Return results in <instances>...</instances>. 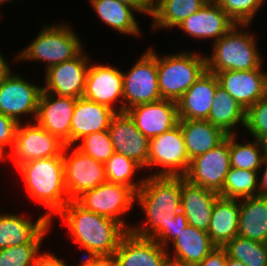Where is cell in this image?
<instances>
[{"mask_svg": "<svg viewBox=\"0 0 267 266\" xmlns=\"http://www.w3.org/2000/svg\"><path fill=\"white\" fill-rule=\"evenodd\" d=\"M236 23L218 4H205L177 26L192 38H214L225 35Z\"/></svg>", "mask_w": 267, "mask_h": 266, "instance_id": "obj_23", "label": "cell"}, {"mask_svg": "<svg viewBox=\"0 0 267 266\" xmlns=\"http://www.w3.org/2000/svg\"><path fill=\"white\" fill-rule=\"evenodd\" d=\"M83 97L96 103L106 105L116 112H123L122 71L105 64H91L86 76ZM117 100L121 101V106L118 110L113 106L116 104Z\"/></svg>", "mask_w": 267, "mask_h": 266, "instance_id": "obj_16", "label": "cell"}, {"mask_svg": "<svg viewBox=\"0 0 267 266\" xmlns=\"http://www.w3.org/2000/svg\"><path fill=\"white\" fill-rule=\"evenodd\" d=\"M86 55L85 51H82L77 57L45 70L43 92L76 99L83 97L90 66Z\"/></svg>", "mask_w": 267, "mask_h": 266, "instance_id": "obj_14", "label": "cell"}, {"mask_svg": "<svg viewBox=\"0 0 267 266\" xmlns=\"http://www.w3.org/2000/svg\"><path fill=\"white\" fill-rule=\"evenodd\" d=\"M7 1H10V0H0V5L4 2H7Z\"/></svg>", "mask_w": 267, "mask_h": 266, "instance_id": "obj_55", "label": "cell"}, {"mask_svg": "<svg viewBox=\"0 0 267 266\" xmlns=\"http://www.w3.org/2000/svg\"><path fill=\"white\" fill-rule=\"evenodd\" d=\"M225 266H245V265L239 260L228 257Z\"/></svg>", "mask_w": 267, "mask_h": 266, "instance_id": "obj_49", "label": "cell"}, {"mask_svg": "<svg viewBox=\"0 0 267 266\" xmlns=\"http://www.w3.org/2000/svg\"><path fill=\"white\" fill-rule=\"evenodd\" d=\"M238 27L246 29L248 24L234 25L219 40L213 42L212 55L206 57L208 72L248 71L262 67V56L256 47L253 33L240 32Z\"/></svg>", "mask_w": 267, "mask_h": 266, "instance_id": "obj_4", "label": "cell"}, {"mask_svg": "<svg viewBox=\"0 0 267 266\" xmlns=\"http://www.w3.org/2000/svg\"><path fill=\"white\" fill-rule=\"evenodd\" d=\"M136 201L147 221L141 226H132L130 231L154 239L181 211V176H146L136 192Z\"/></svg>", "mask_w": 267, "mask_h": 266, "instance_id": "obj_2", "label": "cell"}, {"mask_svg": "<svg viewBox=\"0 0 267 266\" xmlns=\"http://www.w3.org/2000/svg\"><path fill=\"white\" fill-rule=\"evenodd\" d=\"M116 113L106 105L84 97L78 98L71 121V145H75L88 134L108 130Z\"/></svg>", "mask_w": 267, "mask_h": 266, "instance_id": "obj_24", "label": "cell"}, {"mask_svg": "<svg viewBox=\"0 0 267 266\" xmlns=\"http://www.w3.org/2000/svg\"><path fill=\"white\" fill-rule=\"evenodd\" d=\"M76 98L41 93L35 121L43 129L71 146V121Z\"/></svg>", "mask_w": 267, "mask_h": 266, "instance_id": "obj_15", "label": "cell"}, {"mask_svg": "<svg viewBox=\"0 0 267 266\" xmlns=\"http://www.w3.org/2000/svg\"><path fill=\"white\" fill-rule=\"evenodd\" d=\"M67 224L70 237L88 256L113 255L128 230L109 217L85 210L75 200L57 214Z\"/></svg>", "mask_w": 267, "mask_h": 266, "instance_id": "obj_1", "label": "cell"}, {"mask_svg": "<svg viewBox=\"0 0 267 266\" xmlns=\"http://www.w3.org/2000/svg\"><path fill=\"white\" fill-rule=\"evenodd\" d=\"M43 88L29 83L10 69L0 81V113L18 123L20 115L32 114L35 120Z\"/></svg>", "mask_w": 267, "mask_h": 266, "instance_id": "obj_12", "label": "cell"}, {"mask_svg": "<svg viewBox=\"0 0 267 266\" xmlns=\"http://www.w3.org/2000/svg\"><path fill=\"white\" fill-rule=\"evenodd\" d=\"M236 134L229 135V157L232 168L259 172L266 154L264 142L254 140L252 143L236 142Z\"/></svg>", "mask_w": 267, "mask_h": 266, "instance_id": "obj_33", "label": "cell"}, {"mask_svg": "<svg viewBox=\"0 0 267 266\" xmlns=\"http://www.w3.org/2000/svg\"><path fill=\"white\" fill-rule=\"evenodd\" d=\"M227 258L226 250L217 246L196 266H225Z\"/></svg>", "mask_w": 267, "mask_h": 266, "instance_id": "obj_43", "label": "cell"}, {"mask_svg": "<svg viewBox=\"0 0 267 266\" xmlns=\"http://www.w3.org/2000/svg\"><path fill=\"white\" fill-rule=\"evenodd\" d=\"M63 161L65 187L70 200H76L84 192L107 181L104 164L84 154L76 146L65 145Z\"/></svg>", "mask_w": 267, "mask_h": 266, "instance_id": "obj_10", "label": "cell"}, {"mask_svg": "<svg viewBox=\"0 0 267 266\" xmlns=\"http://www.w3.org/2000/svg\"><path fill=\"white\" fill-rule=\"evenodd\" d=\"M82 47L78 35L67 24L46 25L15 58L17 61L45 62L47 70L53 65L77 57L83 51Z\"/></svg>", "mask_w": 267, "mask_h": 266, "instance_id": "obj_6", "label": "cell"}, {"mask_svg": "<svg viewBox=\"0 0 267 266\" xmlns=\"http://www.w3.org/2000/svg\"><path fill=\"white\" fill-rule=\"evenodd\" d=\"M259 67L248 71L229 70L214 73L221 86L245 110L265 97L266 73Z\"/></svg>", "mask_w": 267, "mask_h": 266, "instance_id": "obj_20", "label": "cell"}, {"mask_svg": "<svg viewBox=\"0 0 267 266\" xmlns=\"http://www.w3.org/2000/svg\"><path fill=\"white\" fill-rule=\"evenodd\" d=\"M157 71L162 99L177 102L206 71V56L196 52L157 55Z\"/></svg>", "mask_w": 267, "mask_h": 266, "instance_id": "obj_5", "label": "cell"}, {"mask_svg": "<svg viewBox=\"0 0 267 266\" xmlns=\"http://www.w3.org/2000/svg\"><path fill=\"white\" fill-rule=\"evenodd\" d=\"M90 3L102 22L114 30L134 36L141 34L134 8L119 0H90Z\"/></svg>", "mask_w": 267, "mask_h": 266, "instance_id": "obj_31", "label": "cell"}, {"mask_svg": "<svg viewBox=\"0 0 267 266\" xmlns=\"http://www.w3.org/2000/svg\"><path fill=\"white\" fill-rule=\"evenodd\" d=\"M189 160L216 148L227 137L208 120H179Z\"/></svg>", "mask_w": 267, "mask_h": 266, "instance_id": "obj_26", "label": "cell"}, {"mask_svg": "<svg viewBox=\"0 0 267 266\" xmlns=\"http://www.w3.org/2000/svg\"><path fill=\"white\" fill-rule=\"evenodd\" d=\"M138 130L149 139L156 137L179 123L177 102L160 99L136 105L126 111Z\"/></svg>", "mask_w": 267, "mask_h": 266, "instance_id": "obj_19", "label": "cell"}, {"mask_svg": "<svg viewBox=\"0 0 267 266\" xmlns=\"http://www.w3.org/2000/svg\"><path fill=\"white\" fill-rule=\"evenodd\" d=\"M245 128L254 139H267V97L258 100L246 110Z\"/></svg>", "mask_w": 267, "mask_h": 266, "instance_id": "obj_40", "label": "cell"}, {"mask_svg": "<svg viewBox=\"0 0 267 266\" xmlns=\"http://www.w3.org/2000/svg\"><path fill=\"white\" fill-rule=\"evenodd\" d=\"M259 172L230 168L224 185L218 192L221 197L242 199L258 196Z\"/></svg>", "mask_w": 267, "mask_h": 266, "instance_id": "obj_34", "label": "cell"}, {"mask_svg": "<svg viewBox=\"0 0 267 266\" xmlns=\"http://www.w3.org/2000/svg\"><path fill=\"white\" fill-rule=\"evenodd\" d=\"M167 266H186V265H180V264H177V263H174V262H169L168 264H167Z\"/></svg>", "mask_w": 267, "mask_h": 266, "instance_id": "obj_52", "label": "cell"}, {"mask_svg": "<svg viewBox=\"0 0 267 266\" xmlns=\"http://www.w3.org/2000/svg\"><path fill=\"white\" fill-rule=\"evenodd\" d=\"M219 196L218 192L195 185L181 176V211L188 225L207 232L212 209Z\"/></svg>", "mask_w": 267, "mask_h": 266, "instance_id": "obj_22", "label": "cell"}, {"mask_svg": "<svg viewBox=\"0 0 267 266\" xmlns=\"http://www.w3.org/2000/svg\"><path fill=\"white\" fill-rule=\"evenodd\" d=\"M79 266H117L114 255L87 256L83 255Z\"/></svg>", "mask_w": 267, "mask_h": 266, "instance_id": "obj_44", "label": "cell"}, {"mask_svg": "<svg viewBox=\"0 0 267 266\" xmlns=\"http://www.w3.org/2000/svg\"><path fill=\"white\" fill-rule=\"evenodd\" d=\"M240 199L219 196L211 213L208 235L212 242L223 247L238 234Z\"/></svg>", "mask_w": 267, "mask_h": 266, "instance_id": "obj_27", "label": "cell"}, {"mask_svg": "<svg viewBox=\"0 0 267 266\" xmlns=\"http://www.w3.org/2000/svg\"><path fill=\"white\" fill-rule=\"evenodd\" d=\"M19 123L10 159L17 168L31 160L63 156L65 144L36 122ZM32 123V124H31Z\"/></svg>", "mask_w": 267, "mask_h": 266, "instance_id": "obj_11", "label": "cell"}, {"mask_svg": "<svg viewBox=\"0 0 267 266\" xmlns=\"http://www.w3.org/2000/svg\"><path fill=\"white\" fill-rule=\"evenodd\" d=\"M50 224L28 244L0 249V266H33Z\"/></svg>", "mask_w": 267, "mask_h": 266, "instance_id": "obj_37", "label": "cell"}, {"mask_svg": "<svg viewBox=\"0 0 267 266\" xmlns=\"http://www.w3.org/2000/svg\"><path fill=\"white\" fill-rule=\"evenodd\" d=\"M171 243L175 252L174 256L169 254L170 261L186 266H196L217 247L207 232L191 225L181 230Z\"/></svg>", "mask_w": 267, "mask_h": 266, "instance_id": "obj_25", "label": "cell"}, {"mask_svg": "<svg viewBox=\"0 0 267 266\" xmlns=\"http://www.w3.org/2000/svg\"><path fill=\"white\" fill-rule=\"evenodd\" d=\"M117 266H167L169 253L154 239L128 231L113 254Z\"/></svg>", "mask_w": 267, "mask_h": 266, "instance_id": "obj_17", "label": "cell"}, {"mask_svg": "<svg viewBox=\"0 0 267 266\" xmlns=\"http://www.w3.org/2000/svg\"><path fill=\"white\" fill-rule=\"evenodd\" d=\"M75 201L85 210L114 219L130 231L132 226L122 219L136 201V193L130 187L106 181Z\"/></svg>", "mask_w": 267, "mask_h": 266, "instance_id": "obj_9", "label": "cell"}, {"mask_svg": "<svg viewBox=\"0 0 267 266\" xmlns=\"http://www.w3.org/2000/svg\"><path fill=\"white\" fill-rule=\"evenodd\" d=\"M108 132L116 153L146 168L150 139L138 130L127 112H117L113 116Z\"/></svg>", "mask_w": 267, "mask_h": 266, "instance_id": "obj_18", "label": "cell"}, {"mask_svg": "<svg viewBox=\"0 0 267 266\" xmlns=\"http://www.w3.org/2000/svg\"><path fill=\"white\" fill-rule=\"evenodd\" d=\"M151 48L133 65L131 70L123 73V112L140 105L155 102L161 93L158 83L157 54Z\"/></svg>", "mask_w": 267, "mask_h": 266, "instance_id": "obj_7", "label": "cell"}, {"mask_svg": "<svg viewBox=\"0 0 267 266\" xmlns=\"http://www.w3.org/2000/svg\"><path fill=\"white\" fill-rule=\"evenodd\" d=\"M266 0H219L218 5L236 24H251Z\"/></svg>", "mask_w": 267, "mask_h": 266, "instance_id": "obj_39", "label": "cell"}, {"mask_svg": "<svg viewBox=\"0 0 267 266\" xmlns=\"http://www.w3.org/2000/svg\"><path fill=\"white\" fill-rule=\"evenodd\" d=\"M265 165V169L263 168ZM263 173L258 182V196L259 197H267V154H265L262 162Z\"/></svg>", "mask_w": 267, "mask_h": 266, "instance_id": "obj_47", "label": "cell"}, {"mask_svg": "<svg viewBox=\"0 0 267 266\" xmlns=\"http://www.w3.org/2000/svg\"><path fill=\"white\" fill-rule=\"evenodd\" d=\"M206 3L203 0H154L153 29L177 27Z\"/></svg>", "mask_w": 267, "mask_h": 266, "instance_id": "obj_32", "label": "cell"}, {"mask_svg": "<svg viewBox=\"0 0 267 266\" xmlns=\"http://www.w3.org/2000/svg\"><path fill=\"white\" fill-rule=\"evenodd\" d=\"M19 123L14 119L0 113V147L5 151L13 149L16 138V131Z\"/></svg>", "mask_w": 267, "mask_h": 266, "instance_id": "obj_42", "label": "cell"}, {"mask_svg": "<svg viewBox=\"0 0 267 266\" xmlns=\"http://www.w3.org/2000/svg\"><path fill=\"white\" fill-rule=\"evenodd\" d=\"M49 223L45 214L35 223L19 214H0V249L30 243Z\"/></svg>", "mask_w": 267, "mask_h": 266, "instance_id": "obj_28", "label": "cell"}, {"mask_svg": "<svg viewBox=\"0 0 267 266\" xmlns=\"http://www.w3.org/2000/svg\"><path fill=\"white\" fill-rule=\"evenodd\" d=\"M237 236L267 244V197L240 199Z\"/></svg>", "mask_w": 267, "mask_h": 266, "instance_id": "obj_29", "label": "cell"}, {"mask_svg": "<svg viewBox=\"0 0 267 266\" xmlns=\"http://www.w3.org/2000/svg\"><path fill=\"white\" fill-rule=\"evenodd\" d=\"M79 141L76 147L81 152L103 164L115 153L108 130L88 134Z\"/></svg>", "mask_w": 267, "mask_h": 266, "instance_id": "obj_38", "label": "cell"}, {"mask_svg": "<svg viewBox=\"0 0 267 266\" xmlns=\"http://www.w3.org/2000/svg\"><path fill=\"white\" fill-rule=\"evenodd\" d=\"M231 168L229 135L216 148L190 160L184 178L189 182L219 192Z\"/></svg>", "mask_w": 267, "mask_h": 266, "instance_id": "obj_13", "label": "cell"}, {"mask_svg": "<svg viewBox=\"0 0 267 266\" xmlns=\"http://www.w3.org/2000/svg\"><path fill=\"white\" fill-rule=\"evenodd\" d=\"M10 69L11 68L8 62L4 59L3 55L0 53V81Z\"/></svg>", "mask_w": 267, "mask_h": 266, "instance_id": "obj_48", "label": "cell"}, {"mask_svg": "<svg viewBox=\"0 0 267 266\" xmlns=\"http://www.w3.org/2000/svg\"><path fill=\"white\" fill-rule=\"evenodd\" d=\"M33 266H68V264L64 263L63 260L56 255L46 252L42 254L39 253Z\"/></svg>", "mask_w": 267, "mask_h": 266, "instance_id": "obj_46", "label": "cell"}, {"mask_svg": "<svg viewBox=\"0 0 267 266\" xmlns=\"http://www.w3.org/2000/svg\"><path fill=\"white\" fill-rule=\"evenodd\" d=\"M264 145H265V151H266V154H267V139L264 141Z\"/></svg>", "mask_w": 267, "mask_h": 266, "instance_id": "obj_54", "label": "cell"}, {"mask_svg": "<svg viewBox=\"0 0 267 266\" xmlns=\"http://www.w3.org/2000/svg\"><path fill=\"white\" fill-rule=\"evenodd\" d=\"M124 4L134 8L136 12L148 14L152 16L154 8V0H119Z\"/></svg>", "mask_w": 267, "mask_h": 266, "instance_id": "obj_45", "label": "cell"}, {"mask_svg": "<svg viewBox=\"0 0 267 266\" xmlns=\"http://www.w3.org/2000/svg\"><path fill=\"white\" fill-rule=\"evenodd\" d=\"M207 120L226 134L233 135L236 134L233 132L235 126L241 123L245 127L246 110L218 85Z\"/></svg>", "mask_w": 267, "mask_h": 266, "instance_id": "obj_30", "label": "cell"}, {"mask_svg": "<svg viewBox=\"0 0 267 266\" xmlns=\"http://www.w3.org/2000/svg\"><path fill=\"white\" fill-rule=\"evenodd\" d=\"M105 175L107 182L122 184L130 187L135 193L143 185L145 178L138 182L133 181L135 172L143 167L135 160L122 154L114 153L105 163Z\"/></svg>", "mask_w": 267, "mask_h": 266, "instance_id": "obj_36", "label": "cell"}, {"mask_svg": "<svg viewBox=\"0 0 267 266\" xmlns=\"http://www.w3.org/2000/svg\"><path fill=\"white\" fill-rule=\"evenodd\" d=\"M223 248L228 257L241 261L245 266H267V244L235 236Z\"/></svg>", "mask_w": 267, "mask_h": 266, "instance_id": "obj_35", "label": "cell"}, {"mask_svg": "<svg viewBox=\"0 0 267 266\" xmlns=\"http://www.w3.org/2000/svg\"><path fill=\"white\" fill-rule=\"evenodd\" d=\"M188 226L186 216L182 211L178 212L172 219L171 222L164 228L154 240L159 243L162 247H168L169 242L174 241L181 230Z\"/></svg>", "mask_w": 267, "mask_h": 266, "instance_id": "obj_41", "label": "cell"}, {"mask_svg": "<svg viewBox=\"0 0 267 266\" xmlns=\"http://www.w3.org/2000/svg\"><path fill=\"white\" fill-rule=\"evenodd\" d=\"M31 200L48 208L45 216L52 221L70 201L65 187L63 156L24 162L17 167Z\"/></svg>", "mask_w": 267, "mask_h": 266, "instance_id": "obj_3", "label": "cell"}, {"mask_svg": "<svg viewBox=\"0 0 267 266\" xmlns=\"http://www.w3.org/2000/svg\"><path fill=\"white\" fill-rule=\"evenodd\" d=\"M219 85L207 70L177 101L179 120H207Z\"/></svg>", "mask_w": 267, "mask_h": 266, "instance_id": "obj_21", "label": "cell"}, {"mask_svg": "<svg viewBox=\"0 0 267 266\" xmlns=\"http://www.w3.org/2000/svg\"><path fill=\"white\" fill-rule=\"evenodd\" d=\"M190 165L180 125L150 139L146 167H162L153 176H184Z\"/></svg>", "mask_w": 267, "mask_h": 266, "instance_id": "obj_8", "label": "cell"}, {"mask_svg": "<svg viewBox=\"0 0 267 266\" xmlns=\"http://www.w3.org/2000/svg\"><path fill=\"white\" fill-rule=\"evenodd\" d=\"M5 154L6 152L0 147V161L6 159Z\"/></svg>", "mask_w": 267, "mask_h": 266, "instance_id": "obj_50", "label": "cell"}, {"mask_svg": "<svg viewBox=\"0 0 267 266\" xmlns=\"http://www.w3.org/2000/svg\"><path fill=\"white\" fill-rule=\"evenodd\" d=\"M265 97H267V72H266V79H265Z\"/></svg>", "mask_w": 267, "mask_h": 266, "instance_id": "obj_53", "label": "cell"}, {"mask_svg": "<svg viewBox=\"0 0 267 266\" xmlns=\"http://www.w3.org/2000/svg\"><path fill=\"white\" fill-rule=\"evenodd\" d=\"M206 4H217L219 0H203Z\"/></svg>", "mask_w": 267, "mask_h": 266, "instance_id": "obj_51", "label": "cell"}]
</instances>
